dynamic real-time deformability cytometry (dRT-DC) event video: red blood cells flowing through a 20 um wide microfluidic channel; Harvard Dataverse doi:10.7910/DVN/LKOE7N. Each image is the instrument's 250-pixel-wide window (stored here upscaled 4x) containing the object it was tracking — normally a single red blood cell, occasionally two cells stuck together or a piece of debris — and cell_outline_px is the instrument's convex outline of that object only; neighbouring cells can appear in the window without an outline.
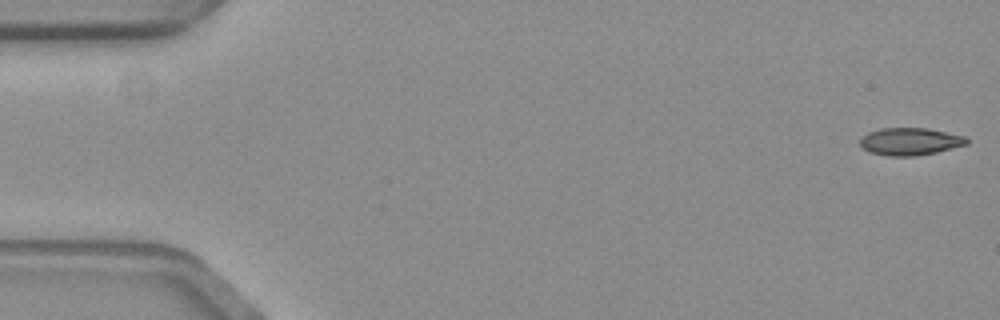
{"species": "common noctule bat (a hibernating species)", "species_latin": "Nyctalus noctula", "temperature_condition": "warm", "stored_images_in_passage": 16, "camera_frame_rate_fps": 3000, "um_per_image_px": 0.085, "animal": {"sex": "female", "body_mass_g": 19.3, "forearm_length_mm": 54.1}, "frame": {"image": 1, "passage_image": 1, "time_ms": 0.0, "image_size_px": [1000, 320], "cell_outline_px": [[968, 144], [936, 152], [916, 156], [888, 156], [868, 152], [860, 144], [860, 140], [868, 132], [880, 128], [928, 128], [964, 136], [968, 140]], "centroid_in_image_um": [77.35, 12.03], "position_along_channel_um": 7.7, "area_um2": 16.99}}
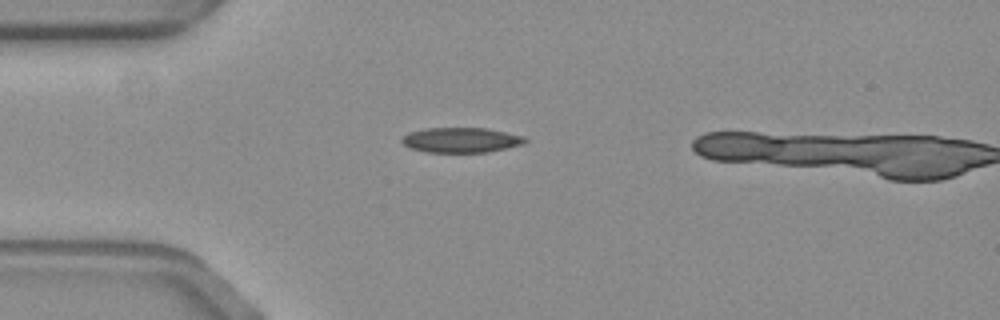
{"frame": {"image": 2, "passage_image": 15, "time_ms": 4.667, "image_size_px": [1000, 320], "cell_outline_px": [[528, 140], [524, 144], [508, 148], [488, 152], [424, 152], [408, 148], [400, 140], [408, 132], [424, 128], [484, 128], [524, 136]], "centroid_in_image_um": [39.17, 11.91], "position_along_channel_um": 45.8, "area_um2": 18.09}}